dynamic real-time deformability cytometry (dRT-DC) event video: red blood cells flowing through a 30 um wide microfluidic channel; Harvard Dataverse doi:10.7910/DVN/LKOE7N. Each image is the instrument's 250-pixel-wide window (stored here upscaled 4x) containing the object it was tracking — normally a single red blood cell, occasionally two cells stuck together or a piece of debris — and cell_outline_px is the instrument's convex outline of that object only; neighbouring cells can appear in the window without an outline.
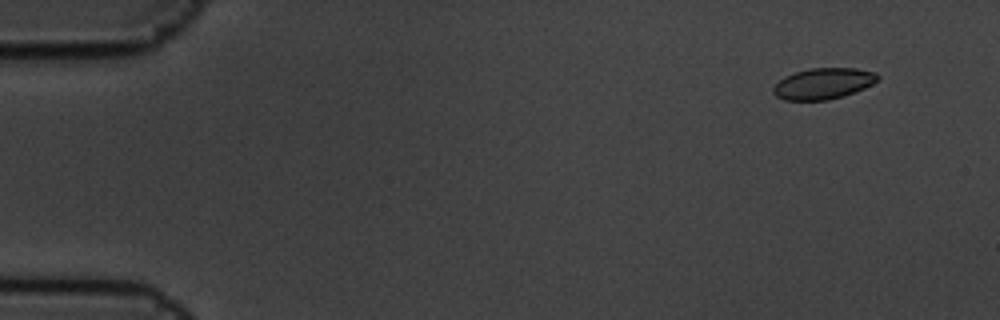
{"species": "common noctule bat (a hibernating species)", "species_latin": "Nyctalus noctula", "temperature_condition": "cold", "stored_images_in_passage": 5, "camera_frame_rate_fps": 3000, "um_per_image_px": 0.085, "animal": {"sex": "male", "body_mass_g": 19.5, "forearm_length_mm": 54.6}, "frame": {"image": 1, "passage_image": 2, "time_ms": 0.333, "image_size_px": [1000, 320], "cell_outline_px": [[880, 80], [864, 88], [844, 96], [828, 100], [784, 100], [776, 96], [772, 92], [772, 88], [784, 76], [796, 72], [812, 68], [856, 68], [876, 72], [880, 76]], "centroid_in_image_um": [70.0, 7.1], "position_along_channel_um": 15.0, "area_um2": 19.02}}